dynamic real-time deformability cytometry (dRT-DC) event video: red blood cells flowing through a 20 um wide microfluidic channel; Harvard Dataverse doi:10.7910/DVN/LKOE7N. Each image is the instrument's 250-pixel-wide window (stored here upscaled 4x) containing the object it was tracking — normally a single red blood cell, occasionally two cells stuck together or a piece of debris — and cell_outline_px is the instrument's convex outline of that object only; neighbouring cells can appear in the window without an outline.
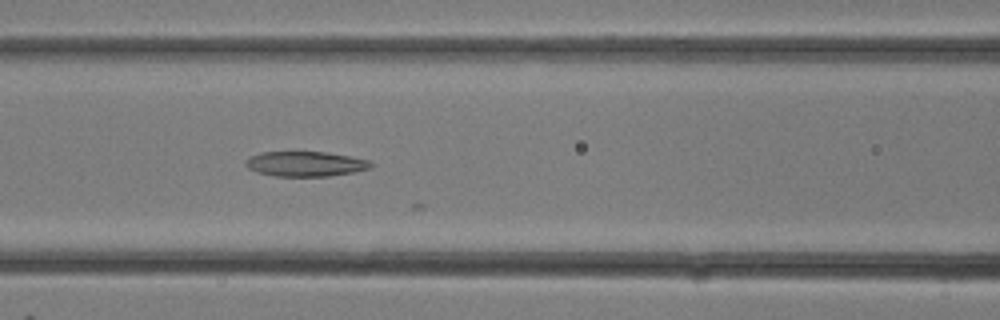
{"species": "common noctule bat (a hibernating species)", "species_latin": "Nyctalus noctula", "temperature_condition": "room temperature", "stored_images_in_passage": 8, "camera_frame_rate_fps": 3000, "um_per_image_px": 0.085, "animal": {"sex": "female"}, "frame": {"image": 1, "passage_image": 8, "time_ms": 2.333, "image_size_px": [1000, 320], "cell_outline_px": [[372, 168], [352, 172], [328, 176], [276, 176], [256, 172], [248, 168], [244, 164], [244, 160], [260, 152], [328, 152], [368, 160], [372, 164]], "centroid_in_image_um": [25.93, 13.93], "position_along_channel_um": 140.7, "area_um2": 18.15}}